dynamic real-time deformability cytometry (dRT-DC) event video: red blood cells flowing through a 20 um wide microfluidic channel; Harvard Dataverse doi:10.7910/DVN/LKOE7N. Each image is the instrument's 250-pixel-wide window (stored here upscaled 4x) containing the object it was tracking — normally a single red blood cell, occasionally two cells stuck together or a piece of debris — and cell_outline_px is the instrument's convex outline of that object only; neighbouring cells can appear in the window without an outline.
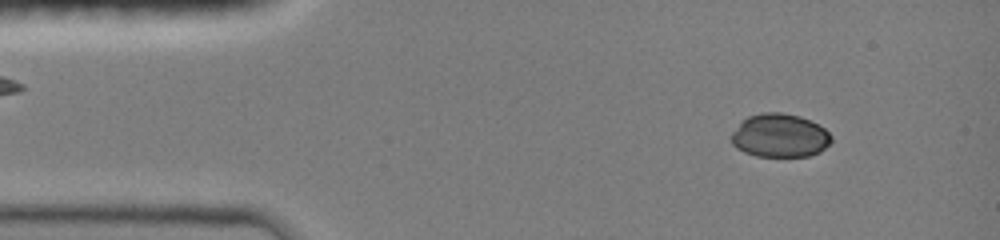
{"species": "common noctule bat (a hibernating species)", "species_latin": "Nyctalus noctula", "temperature_condition": "room temperature", "stored_images_in_passage": 14, "camera_frame_rate_fps": 3000, "um_per_image_px": 0.085, "animal": {"sex": "female", "body_mass_g": 19.0, "forearm_length_mm": 51.5}, "frame": {"image": 1, "passage_image": 5, "time_ms": 1.333, "image_size_px": [1000, 240], "cell_outline_px": [[832, 140], [820, 152], [808, 156], [756, 156], [744, 152], [736, 148], [732, 144], [732, 132], [748, 116], [764, 112], [780, 112], [800, 116], [824, 128], [832, 136]], "centroid_in_image_um": [66.28, 11.53], "position_along_channel_um": 18.7, "area_um2": 25.14}}
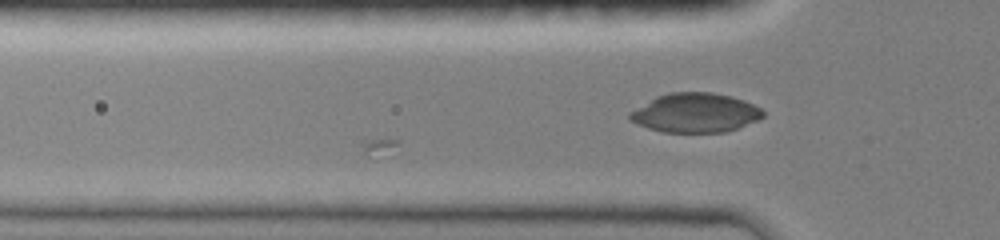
{"frame": {"image": 2, "passage_image": 14, "time_ms": 4.333, "image_size_px": [1000, 240], "cell_outline_px": [[764, 116], [760, 120], [724, 132], [664, 132], [648, 128], [636, 124], [628, 120], [628, 112], [656, 96], [668, 92], [712, 92], [732, 96], [744, 100], [760, 108], [764, 112]], "centroid_in_image_um": [59.07, 9.58], "position_along_channel_um": 66.7, "area_um2": 30.69}}